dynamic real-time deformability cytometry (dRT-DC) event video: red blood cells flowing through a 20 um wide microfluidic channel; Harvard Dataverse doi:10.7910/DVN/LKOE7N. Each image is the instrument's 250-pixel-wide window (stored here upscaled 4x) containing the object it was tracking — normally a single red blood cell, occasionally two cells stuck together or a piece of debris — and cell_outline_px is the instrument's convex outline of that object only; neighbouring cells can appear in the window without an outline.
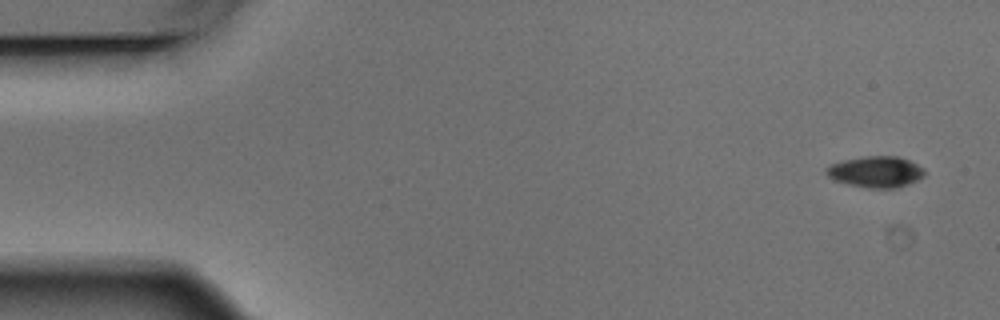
{"species": "Egyptian fruit bat (a non-hibernating species)", "species_latin": "Rousettus aegyptiacus", "temperature_condition": "warm", "stored_images_in_passage": 5, "camera_frame_rate_fps": 3000, "um_per_image_px": 0.085, "animal": {"sex": "male"}, "frame": {"image": 1, "passage_image": 1, "time_ms": 0.0, "image_size_px": [1000, 320], "cell_outline_px": [[924, 176], [908, 184], [896, 188], [868, 188], [848, 184], [832, 180], [824, 172], [832, 164], [844, 160], [864, 156], [896, 156], [908, 160], [924, 168]], "centroid_in_image_um": [74.43, 14.61], "position_along_channel_um": 10.6, "area_um2": 17.74}}
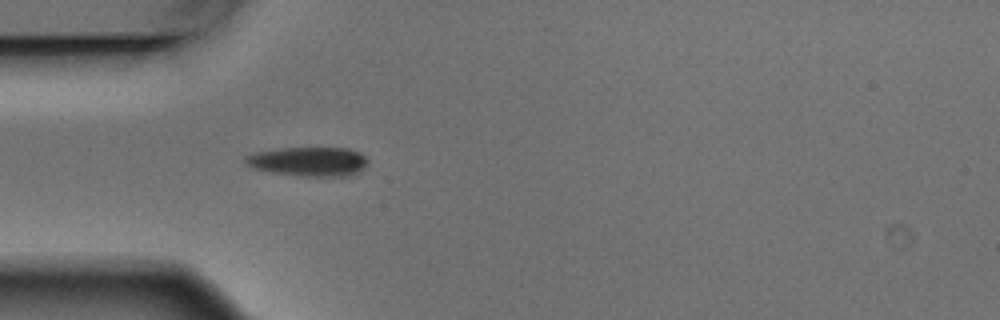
{"frame": {"image": 2, "passage_image": 5, "time_ms": 1.333, "image_size_px": [1000, 320], "cell_outline_px": [[368, 164], [360, 172], [344, 176], [304, 176], [272, 172], [252, 168], [244, 160], [244, 156], [256, 152], [284, 148], [348, 148], [360, 152], [368, 160]], "centroid_in_image_um": [26.26, 13.73], "position_along_channel_um": 58.7, "area_um2": 20.81}}